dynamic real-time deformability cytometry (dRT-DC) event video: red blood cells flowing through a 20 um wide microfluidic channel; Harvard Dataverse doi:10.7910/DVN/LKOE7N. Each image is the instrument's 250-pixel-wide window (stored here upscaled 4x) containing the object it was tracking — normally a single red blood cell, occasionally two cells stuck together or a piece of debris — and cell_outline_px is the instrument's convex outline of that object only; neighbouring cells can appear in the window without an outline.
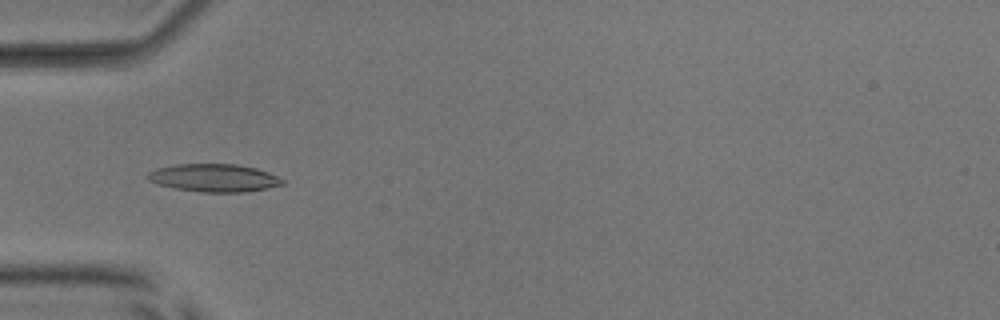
{"species": "common noctule bat (a hibernating species)", "species_latin": "Nyctalus noctula", "temperature_condition": "room temperature", "stored_images_in_passage": 53, "camera_frame_rate_fps": 3000, "um_per_image_px": 0.085, "animal": {"sex": "male", "body_mass_g": 17.9, "forearm_length_mm": 54.2}, "frame": {"image": 1, "passage_image": 18, "time_ms": 5.667, "image_size_px": [1000, 320], "cell_outline_px": [[284, 184], [244, 192], [200, 192], [176, 188], [156, 184], [148, 180], [144, 176], [148, 172], [156, 168], [176, 164], [236, 164], [256, 168], [268, 172], [284, 180]], "centroid_in_image_um": [18.13, 15.11], "position_along_channel_um": 66.9, "area_um2": 21.85}}
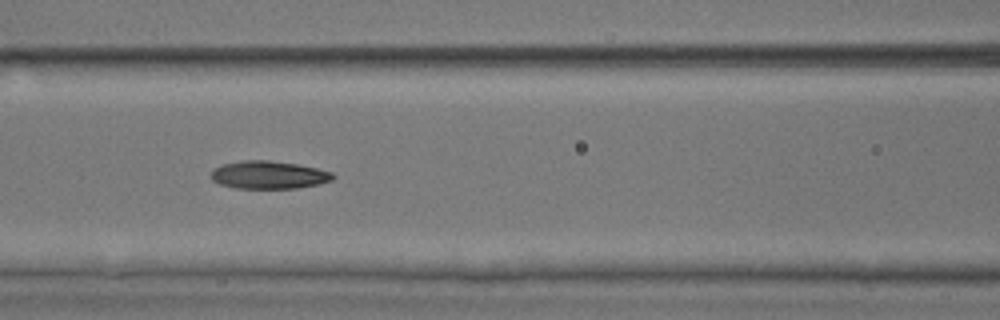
{"frame": {"image": 2, "passage_image": 24, "time_ms": 7.667, "image_size_px": [1000, 320], "cell_outline_px": [[336, 176], [332, 180], [316, 184], [296, 188], [236, 188], [220, 184], [212, 180], [212, 168], [220, 164], [244, 160], [268, 160], [296, 164], [316, 168], [332, 172]], "centroid_in_image_um": [22.81, 14.86], "position_along_channel_um": 143.8, "area_um2": 19.71}}
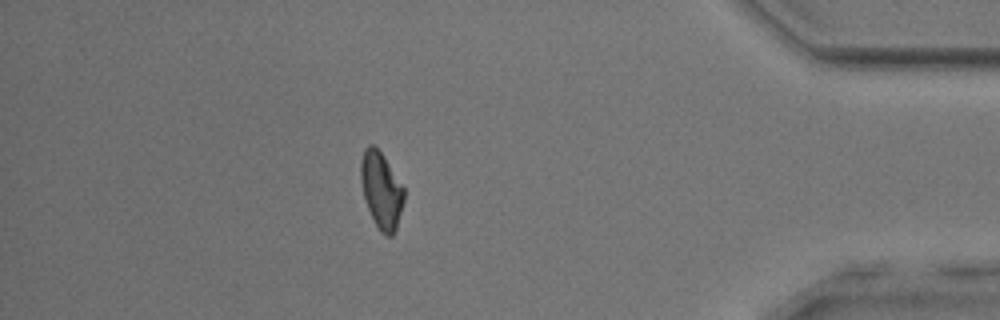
{"frame": {"image": 3, "passage_image": 47, "time_ms": 15.333, "image_size_px": [1000, 320], "cell_outline_px": [[404, 200], [396, 228], [392, 236], [388, 236], [380, 232], [368, 208], [364, 196], [360, 180], [360, 164], [364, 148], [368, 144], [372, 144], [384, 156], [404, 188]], "centroid_in_image_um": [32.4, 16.15], "position_along_channel_um": 402.8, "area_um2": 19.02}, "authors_computed_cell_mechanics": {"area_um2": 19.8832, "velocity_mm_per_s": 3.8982, "shape_relaxation_time_tau1_ms": 7.4652, "shape_relaxation_time_tau2_ms": 2.8012, "deformation_change_tau1": 0.1917, "deformation_change_tau2": 0.0896}}